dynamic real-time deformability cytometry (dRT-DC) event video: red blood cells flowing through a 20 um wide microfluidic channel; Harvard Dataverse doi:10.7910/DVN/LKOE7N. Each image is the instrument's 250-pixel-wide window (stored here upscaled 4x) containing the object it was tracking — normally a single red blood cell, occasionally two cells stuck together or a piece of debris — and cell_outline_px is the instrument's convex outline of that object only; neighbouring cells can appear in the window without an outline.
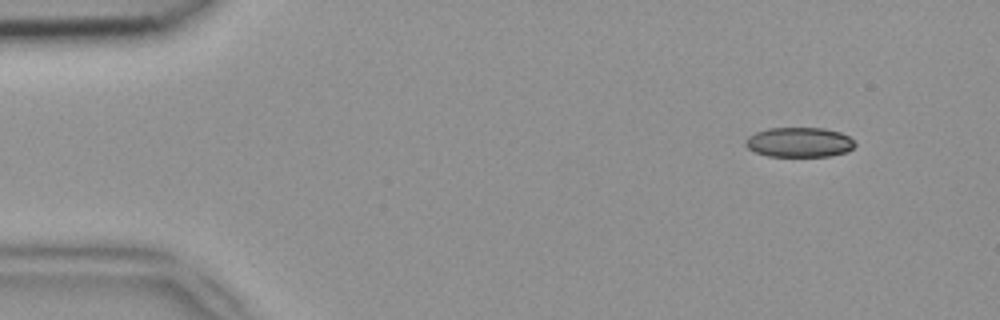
{"species": "common noctule bat (a hibernating species)", "species_latin": "Nyctalus noctula", "temperature_condition": "room temperature", "stored_images_in_passage": 48, "camera_frame_rate_fps": 3000, "um_per_image_px": 0.085, "animal": {"sex": "female", "body_mass_g": 18.4}, "frame": {"image": 1, "passage_image": 5, "time_ms": 1.333, "image_size_px": [1000, 320], "cell_outline_px": [[856, 144], [848, 152], [828, 156], [768, 156], [756, 152], [748, 148], [744, 144], [744, 140], [748, 136], [756, 132], [768, 128], [824, 128], [840, 132], [848, 136]], "centroid_in_image_um": [67.92, 12.09], "position_along_channel_um": 17.1, "area_um2": 19.02}}
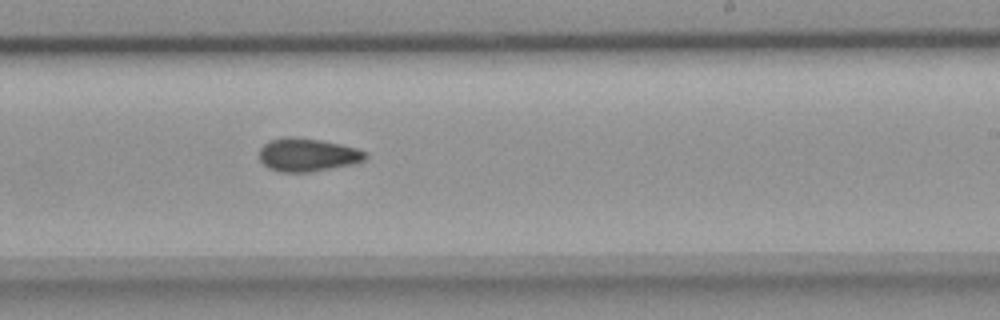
{"frame": {"image": 2, "passage_image": 30, "time_ms": 9.667, "image_size_px": [1000, 320], "cell_outline_px": [[368, 156], [364, 160], [352, 164], [312, 172], [280, 172], [268, 168], [260, 160], [260, 148], [264, 144], [272, 140], [288, 136], [292, 136], [320, 140], [340, 144], [356, 148], [368, 152]], "centroid_in_image_um": [26.15, 13.16], "position_along_channel_um": 262.8, "area_um2": 20.52}}
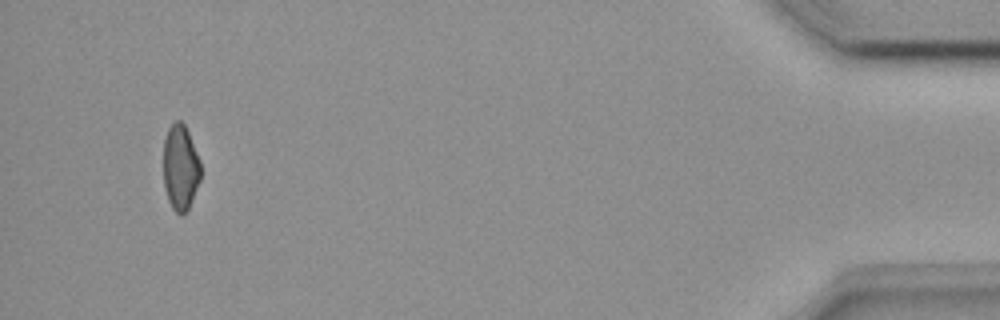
{"frame": {"image": 3, "passage_image": 47, "time_ms": 15.333, "image_size_px": [1000, 320], "cell_outline_px": [[200, 180], [188, 208], [180, 216], [172, 208], [168, 200], [164, 188], [164, 140], [168, 128], [176, 120], [180, 120], [184, 124], [188, 132], [200, 160]], "centroid_in_image_um": [15.33, 14.23], "position_along_channel_um": 419.9, "area_um2": 18.44}}